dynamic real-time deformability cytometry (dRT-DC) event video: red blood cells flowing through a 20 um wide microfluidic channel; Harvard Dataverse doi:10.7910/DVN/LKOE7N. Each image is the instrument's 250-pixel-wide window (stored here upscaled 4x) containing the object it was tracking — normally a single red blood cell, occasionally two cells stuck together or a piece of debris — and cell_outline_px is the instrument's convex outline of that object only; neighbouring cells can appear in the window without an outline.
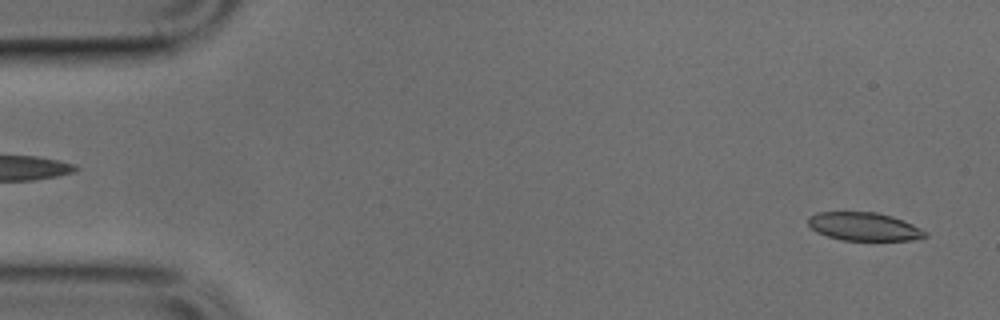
{"species": "common noctule bat (a hibernating species)", "species_latin": "Nyctalus noctula", "temperature_condition": "cold", "stored_images_in_passage": 48, "camera_frame_rate_fps": 3000, "um_per_image_px": 0.085, "animal": {"sex": "male", "body_mass_g": 17.9, "forearm_length_mm": 54.2}, "frame": {"image": 1, "passage_image": 2, "time_ms": 0.333, "image_size_px": [1000, 320], "cell_outline_px": [[928, 236], [912, 240], [844, 240], [828, 236], [816, 232], [808, 224], [808, 216], [816, 212], [876, 212], [892, 216], [904, 220], [928, 232]], "centroid_in_image_um": [73.45, 19.25], "position_along_channel_um": 11.6, "area_um2": 19.31}}
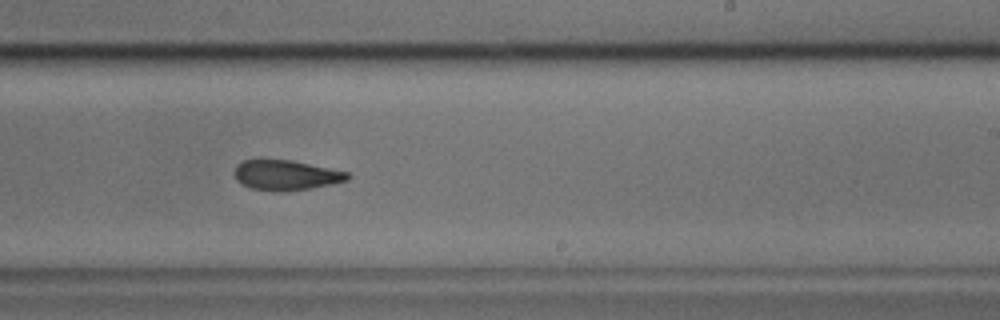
{"frame": {"image": 2, "passage_image": 29, "time_ms": 9.333, "image_size_px": [1000, 320], "cell_outline_px": [[352, 176], [348, 180], [312, 188], [280, 192], [272, 192], [252, 188], [236, 180], [236, 164], [244, 160], [256, 156], [260, 156], [292, 160], [348, 172]], "centroid_in_image_um": [24.27, 14.84], "position_along_channel_um": 264.7, "area_um2": 20.46}}
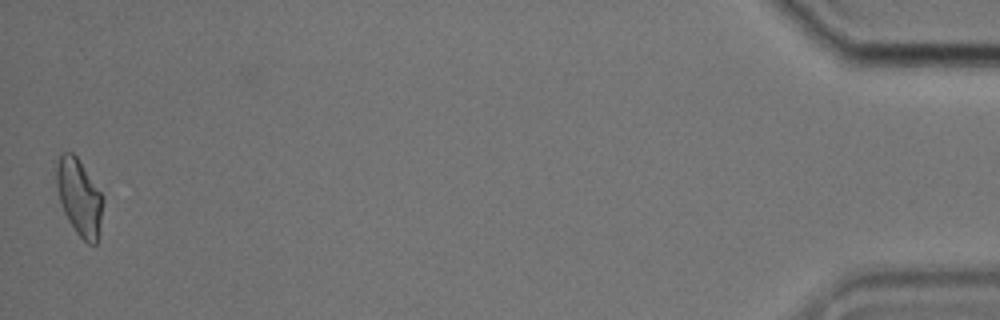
{"frame": {"image": 3, "passage_image": 48, "time_ms": 15.667, "image_size_px": [1000, 320], "cell_outline_px": [[104, 200], [96, 244], [88, 244], [76, 232], [68, 220], [64, 212], [60, 200], [56, 184], [56, 168], [60, 156], [64, 152], [72, 152], [76, 156], [104, 196]], "centroid_in_image_um": [6.74, 16.76], "position_along_channel_um": 428.5, "area_um2": 20.4}}